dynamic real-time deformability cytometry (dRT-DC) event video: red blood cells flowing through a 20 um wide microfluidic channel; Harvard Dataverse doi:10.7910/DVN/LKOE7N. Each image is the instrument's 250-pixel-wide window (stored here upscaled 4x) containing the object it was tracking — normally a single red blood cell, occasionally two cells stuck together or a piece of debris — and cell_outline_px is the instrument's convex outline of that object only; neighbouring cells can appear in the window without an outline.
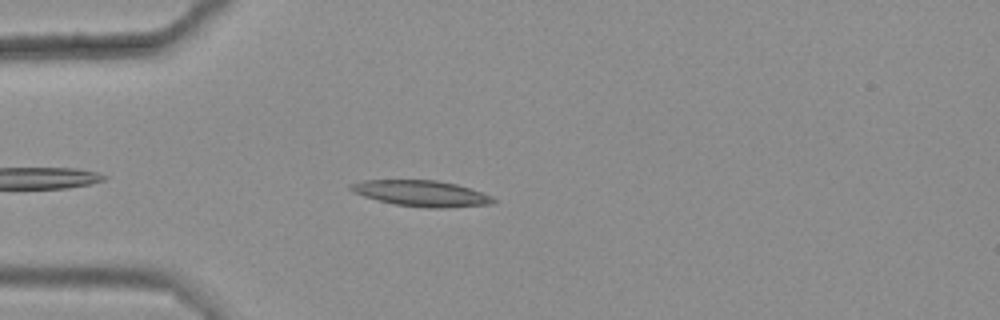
{"species": "common noctule bat (a hibernating species)", "species_latin": "Nyctalus noctula", "temperature_condition": "warm", "stored_images_in_passage": 2, "camera_frame_rate_fps": 3000, "um_per_image_px": 0.085, "animal": {"sex": "female", "body_mass_g": 25.1}, "frame": {"image": 1, "passage_image": 1, "time_ms": 0.0, "image_size_px": [1000, 320], "cell_outline_px": [[496, 200], [492, 204], [440, 208], [428, 208], [396, 204], [364, 196], [352, 192], [348, 188], [348, 184], [364, 180], [436, 180], [456, 184], [492, 196]], "centroid_in_image_um": [35.79, 16.43], "position_along_channel_um": 49.2, "area_um2": 21.33}}